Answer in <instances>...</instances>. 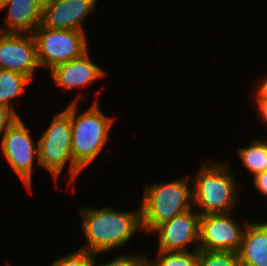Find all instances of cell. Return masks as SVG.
<instances>
[{
  "instance_id": "1",
  "label": "cell",
  "mask_w": 267,
  "mask_h": 266,
  "mask_svg": "<svg viewBox=\"0 0 267 266\" xmlns=\"http://www.w3.org/2000/svg\"><path fill=\"white\" fill-rule=\"evenodd\" d=\"M82 231L86 245L79 248L92 254H104L115 248H122L131 241L141 226V208L133 211H116L112 207H80Z\"/></svg>"
},
{
  "instance_id": "2",
  "label": "cell",
  "mask_w": 267,
  "mask_h": 266,
  "mask_svg": "<svg viewBox=\"0 0 267 266\" xmlns=\"http://www.w3.org/2000/svg\"><path fill=\"white\" fill-rule=\"evenodd\" d=\"M228 162H205L192 177L193 208L201 209L200 216L232 212L239 200L242 186L235 181Z\"/></svg>"
},
{
  "instance_id": "3",
  "label": "cell",
  "mask_w": 267,
  "mask_h": 266,
  "mask_svg": "<svg viewBox=\"0 0 267 266\" xmlns=\"http://www.w3.org/2000/svg\"><path fill=\"white\" fill-rule=\"evenodd\" d=\"M187 175L174 181L147 185L141 200V226L151 232L174 216L193 208L192 181Z\"/></svg>"
},
{
  "instance_id": "4",
  "label": "cell",
  "mask_w": 267,
  "mask_h": 266,
  "mask_svg": "<svg viewBox=\"0 0 267 266\" xmlns=\"http://www.w3.org/2000/svg\"><path fill=\"white\" fill-rule=\"evenodd\" d=\"M91 107L77 115V101L70 103V117L72 127L71 153L73 162L84 170L101 153L109 138L114 117L106 116L99 107L98 99Z\"/></svg>"
},
{
  "instance_id": "5",
  "label": "cell",
  "mask_w": 267,
  "mask_h": 266,
  "mask_svg": "<svg viewBox=\"0 0 267 266\" xmlns=\"http://www.w3.org/2000/svg\"><path fill=\"white\" fill-rule=\"evenodd\" d=\"M38 138L39 165L52 174L55 181L60 178L67 163L70 181L75 180L82 170L73 162L71 153L72 127L70 104L53 116L52 122Z\"/></svg>"
},
{
  "instance_id": "6",
  "label": "cell",
  "mask_w": 267,
  "mask_h": 266,
  "mask_svg": "<svg viewBox=\"0 0 267 266\" xmlns=\"http://www.w3.org/2000/svg\"><path fill=\"white\" fill-rule=\"evenodd\" d=\"M32 35L39 66L50 70L88 51L85 31L48 29L41 24Z\"/></svg>"
},
{
  "instance_id": "7",
  "label": "cell",
  "mask_w": 267,
  "mask_h": 266,
  "mask_svg": "<svg viewBox=\"0 0 267 266\" xmlns=\"http://www.w3.org/2000/svg\"><path fill=\"white\" fill-rule=\"evenodd\" d=\"M21 119L18 117L2 135L0 147L6 161L32 194V172L35 158L39 164L38 142H34L33 136Z\"/></svg>"
},
{
  "instance_id": "8",
  "label": "cell",
  "mask_w": 267,
  "mask_h": 266,
  "mask_svg": "<svg viewBox=\"0 0 267 266\" xmlns=\"http://www.w3.org/2000/svg\"><path fill=\"white\" fill-rule=\"evenodd\" d=\"M230 212L200 216L199 249L238 252L247 222L238 224Z\"/></svg>"
},
{
  "instance_id": "9",
  "label": "cell",
  "mask_w": 267,
  "mask_h": 266,
  "mask_svg": "<svg viewBox=\"0 0 267 266\" xmlns=\"http://www.w3.org/2000/svg\"><path fill=\"white\" fill-rule=\"evenodd\" d=\"M196 208L174 216L171 220L157 226L151 234L158 236V251L199 250L200 214Z\"/></svg>"
},
{
  "instance_id": "10",
  "label": "cell",
  "mask_w": 267,
  "mask_h": 266,
  "mask_svg": "<svg viewBox=\"0 0 267 266\" xmlns=\"http://www.w3.org/2000/svg\"><path fill=\"white\" fill-rule=\"evenodd\" d=\"M39 67L32 34L0 32V69L23 74L32 81Z\"/></svg>"
},
{
  "instance_id": "11",
  "label": "cell",
  "mask_w": 267,
  "mask_h": 266,
  "mask_svg": "<svg viewBox=\"0 0 267 266\" xmlns=\"http://www.w3.org/2000/svg\"><path fill=\"white\" fill-rule=\"evenodd\" d=\"M98 0H45L41 24L48 29L84 31V19Z\"/></svg>"
},
{
  "instance_id": "12",
  "label": "cell",
  "mask_w": 267,
  "mask_h": 266,
  "mask_svg": "<svg viewBox=\"0 0 267 266\" xmlns=\"http://www.w3.org/2000/svg\"><path fill=\"white\" fill-rule=\"evenodd\" d=\"M45 0H3L0 12L5 8L7 15L0 32L32 34L42 22Z\"/></svg>"
},
{
  "instance_id": "13",
  "label": "cell",
  "mask_w": 267,
  "mask_h": 266,
  "mask_svg": "<svg viewBox=\"0 0 267 266\" xmlns=\"http://www.w3.org/2000/svg\"><path fill=\"white\" fill-rule=\"evenodd\" d=\"M50 73L54 84L67 90L83 88L107 74L91 61L88 51L77 59L54 66Z\"/></svg>"
},
{
  "instance_id": "14",
  "label": "cell",
  "mask_w": 267,
  "mask_h": 266,
  "mask_svg": "<svg viewBox=\"0 0 267 266\" xmlns=\"http://www.w3.org/2000/svg\"><path fill=\"white\" fill-rule=\"evenodd\" d=\"M237 254L241 266H267V222L247 224Z\"/></svg>"
},
{
  "instance_id": "15",
  "label": "cell",
  "mask_w": 267,
  "mask_h": 266,
  "mask_svg": "<svg viewBox=\"0 0 267 266\" xmlns=\"http://www.w3.org/2000/svg\"><path fill=\"white\" fill-rule=\"evenodd\" d=\"M31 80L23 74L0 69V105L9 107L18 117L16 110L11 103L16 97L19 98L25 90L27 91V85Z\"/></svg>"
},
{
  "instance_id": "16",
  "label": "cell",
  "mask_w": 267,
  "mask_h": 266,
  "mask_svg": "<svg viewBox=\"0 0 267 266\" xmlns=\"http://www.w3.org/2000/svg\"><path fill=\"white\" fill-rule=\"evenodd\" d=\"M249 146L239 147L238 156L243 166L256 175L267 170V142L262 140H252Z\"/></svg>"
},
{
  "instance_id": "17",
  "label": "cell",
  "mask_w": 267,
  "mask_h": 266,
  "mask_svg": "<svg viewBox=\"0 0 267 266\" xmlns=\"http://www.w3.org/2000/svg\"><path fill=\"white\" fill-rule=\"evenodd\" d=\"M150 266H199L198 251H158Z\"/></svg>"
},
{
  "instance_id": "18",
  "label": "cell",
  "mask_w": 267,
  "mask_h": 266,
  "mask_svg": "<svg viewBox=\"0 0 267 266\" xmlns=\"http://www.w3.org/2000/svg\"><path fill=\"white\" fill-rule=\"evenodd\" d=\"M199 266H241L238 254L232 251L198 250Z\"/></svg>"
},
{
  "instance_id": "19",
  "label": "cell",
  "mask_w": 267,
  "mask_h": 266,
  "mask_svg": "<svg viewBox=\"0 0 267 266\" xmlns=\"http://www.w3.org/2000/svg\"><path fill=\"white\" fill-rule=\"evenodd\" d=\"M94 254L77 249L69 255L56 258L51 266H93Z\"/></svg>"
},
{
  "instance_id": "20",
  "label": "cell",
  "mask_w": 267,
  "mask_h": 266,
  "mask_svg": "<svg viewBox=\"0 0 267 266\" xmlns=\"http://www.w3.org/2000/svg\"><path fill=\"white\" fill-rule=\"evenodd\" d=\"M94 254L93 266H150V258L147 254H134V255H119L116 256L112 261L103 264H96V256Z\"/></svg>"
},
{
  "instance_id": "21",
  "label": "cell",
  "mask_w": 267,
  "mask_h": 266,
  "mask_svg": "<svg viewBox=\"0 0 267 266\" xmlns=\"http://www.w3.org/2000/svg\"><path fill=\"white\" fill-rule=\"evenodd\" d=\"M17 118L18 116L9 107L0 105V135H4Z\"/></svg>"
},
{
  "instance_id": "22",
  "label": "cell",
  "mask_w": 267,
  "mask_h": 266,
  "mask_svg": "<svg viewBox=\"0 0 267 266\" xmlns=\"http://www.w3.org/2000/svg\"><path fill=\"white\" fill-rule=\"evenodd\" d=\"M253 182L256 189L267 197V170L254 175Z\"/></svg>"
},
{
  "instance_id": "23",
  "label": "cell",
  "mask_w": 267,
  "mask_h": 266,
  "mask_svg": "<svg viewBox=\"0 0 267 266\" xmlns=\"http://www.w3.org/2000/svg\"><path fill=\"white\" fill-rule=\"evenodd\" d=\"M255 104H257V109L259 110L260 119L267 127V98H256Z\"/></svg>"
},
{
  "instance_id": "24",
  "label": "cell",
  "mask_w": 267,
  "mask_h": 266,
  "mask_svg": "<svg viewBox=\"0 0 267 266\" xmlns=\"http://www.w3.org/2000/svg\"><path fill=\"white\" fill-rule=\"evenodd\" d=\"M256 87L255 98H267V77L262 79Z\"/></svg>"
}]
</instances>
